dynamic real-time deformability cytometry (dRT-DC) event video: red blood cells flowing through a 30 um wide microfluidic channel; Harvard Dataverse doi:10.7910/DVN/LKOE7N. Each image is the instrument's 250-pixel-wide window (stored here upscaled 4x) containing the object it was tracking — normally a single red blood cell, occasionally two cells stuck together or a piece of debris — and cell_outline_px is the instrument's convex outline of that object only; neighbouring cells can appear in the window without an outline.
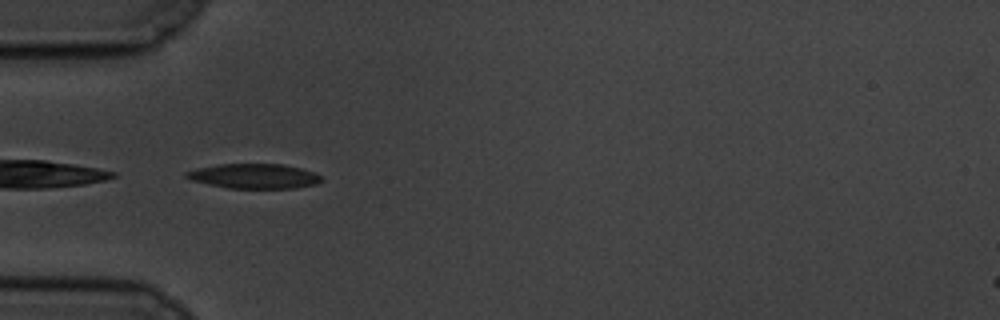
{"species": "common noctule bat (a hibernating species)", "species_latin": "Nyctalus noctula", "temperature_condition": "cold", "stored_images_in_passage": 38, "camera_frame_rate_fps": 3000, "um_per_image_px": 0.085, "animal": {"sex": "male", "body_mass_g": 19.5, "forearm_length_mm": 54.6}, "frame": {"image": 1, "passage_image": 1, "time_ms": 0.0, "image_size_px": [1000, 320], "cell_outline_px": [[324, 180], [316, 184], [296, 188], [228, 188], [188, 180], [184, 176], [184, 172], [196, 168], [216, 164], [284, 164], [300, 168], [312, 172], [320, 176]], "centroid_in_image_um": [21.55, 14.97], "position_along_channel_um": 63.5, "area_um2": 19.65}}
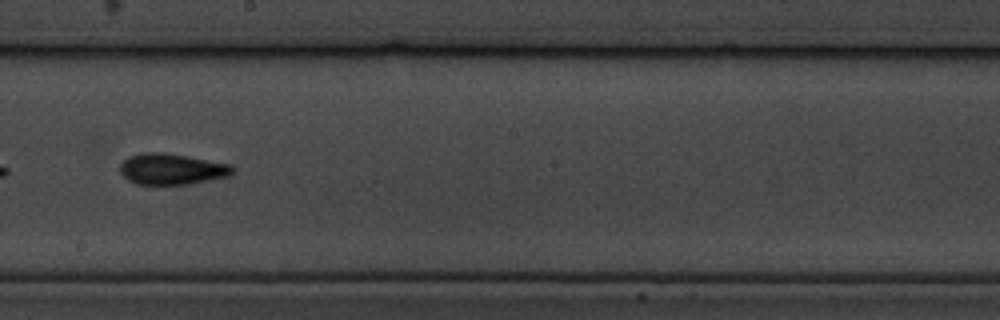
{"frame": {"image": 2, "passage_image": 16, "time_ms": 5.0, "image_size_px": [1000, 320], "cell_outline_px": [[236, 168], [232, 176], [188, 184], [136, 184], [128, 180], [120, 172], [120, 164], [128, 156], [144, 152], [164, 152], [188, 156], [232, 164]], "centroid_in_image_um": [14.65, 14.36], "position_along_channel_um": 233.6, "area_um2": 20.63}}
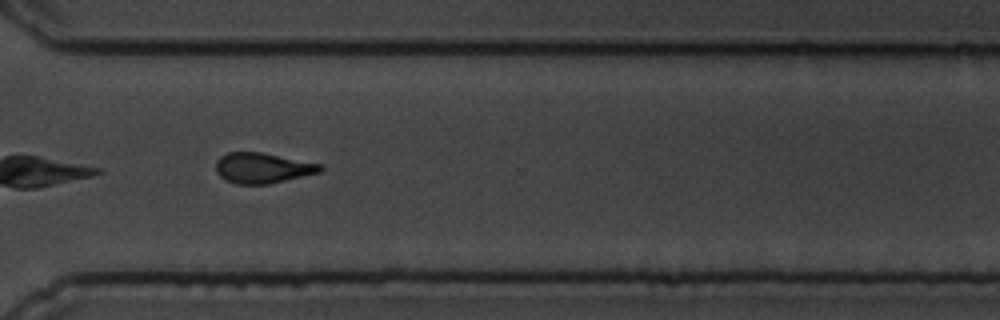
{"frame": {"image": 3, "passage_image": 26, "time_ms": 8.333, "image_size_px": [1000, 320], "cell_outline_px": [[324, 168], [320, 172], [268, 184], [236, 184], [224, 180], [216, 172], [216, 160], [220, 156], [228, 152], [260, 152], [324, 164]], "centroid_in_image_um": [22.31, 14.27], "position_along_channel_um": 348.3, "area_um2": 18.61}, "authors_computed_cell_mechanics": {"area_um2": 18.9006, "velocity_mm_per_s": 3.4427, "shape_relaxation_time_tau1_ms": 3.8669, "shape_relaxation_time_tau2_ms": 3.6393, "deformation_change_tau1": 0.1367, "deformation_change_tau2": 0.1229}}